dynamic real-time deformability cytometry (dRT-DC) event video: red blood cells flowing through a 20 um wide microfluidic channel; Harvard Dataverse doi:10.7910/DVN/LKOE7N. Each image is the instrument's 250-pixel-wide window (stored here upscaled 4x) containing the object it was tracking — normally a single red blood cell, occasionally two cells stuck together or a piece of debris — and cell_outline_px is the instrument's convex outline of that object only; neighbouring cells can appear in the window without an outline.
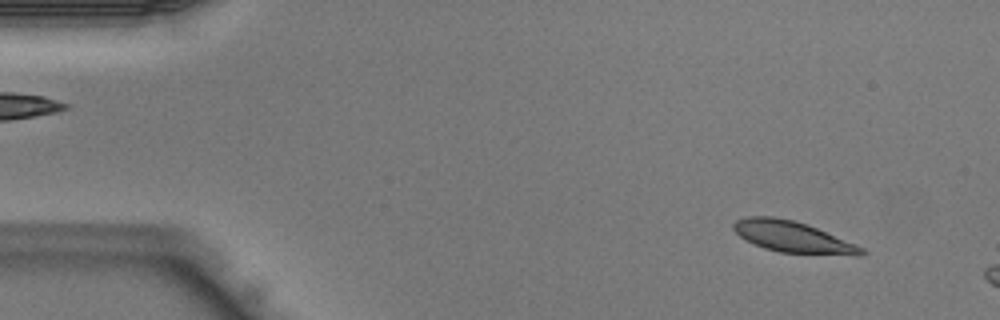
{"species": "Egyptian fruit bat (a non-hibernating species)", "species_latin": "Rousettus aegyptiacus", "temperature_condition": "warm", "stored_images_in_passage": 6, "camera_frame_rate_fps": 3000, "um_per_image_px": 0.085, "animal": {"sex": "male"}, "frame": {"image": 1, "passage_image": 1, "time_ms": 0.0, "image_size_px": [1000, 320], "cell_outline_px": [[868, 252], [864, 256], [856, 256], [780, 252], [764, 248], [740, 236], [732, 228], [732, 224], [736, 220], [744, 216], [772, 216], [792, 220], [808, 224], [856, 244], [864, 248]], "centroid_in_image_um": [67.44, 20.14], "position_along_channel_um": 17.6, "area_um2": 23.41}}